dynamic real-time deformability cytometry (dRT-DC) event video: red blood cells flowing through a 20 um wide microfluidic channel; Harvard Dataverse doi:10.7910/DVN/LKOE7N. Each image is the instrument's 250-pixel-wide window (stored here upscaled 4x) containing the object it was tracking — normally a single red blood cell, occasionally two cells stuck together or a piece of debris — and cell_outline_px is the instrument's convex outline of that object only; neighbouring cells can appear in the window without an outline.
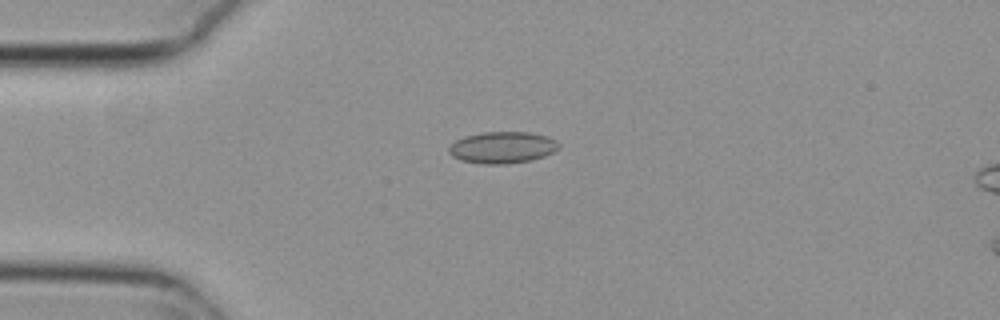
{"species": "common noctule bat (a hibernating species)", "species_latin": "Nyctalus noctula", "temperature_condition": "cold", "stored_images_in_passage": 47, "camera_frame_rate_fps": 3000, "um_per_image_px": 0.085, "animal": {"sex": "female", "body_mass_g": 29.2, "forearm_length_mm": 56.3}, "frame": {"image": 1, "passage_image": 6, "time_ms": 1.667, "image_size_px": [1000, 320], "cell_outline_px": [[560, 148], [544, 156], [532, 160], [504, 164], [480, 164], [460, 160], [452, 156], [448, 152], [448, 148], [456, 140], [464, 136], [484, 132], [528, 132], [548, 136], [556, 140], [560, 144]], "centroid_in_image_um": [42.71, 12.54], "position_along_channel_um": 42.3, "area_um2": 20.4}}
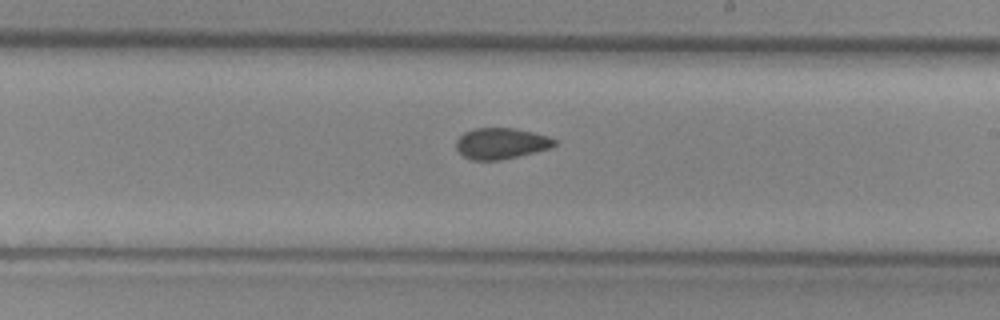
{"frame": {"image": 2, "passage_image": 24, "time_ms": 7.667, "image_size_px": [1000, 320], "cell_outline_px": [[556, 144], [548, 148], [500, 160], [472, 160], [464, 156], [456, 148], [456, 140], [464, 132], [476, 128], [516, 128], [548, 136], [556, 140]], "centroid_in_image_um": [42.56, 12.18], "position_along_channel_um": 246.4, "area_um2": 17.51}}
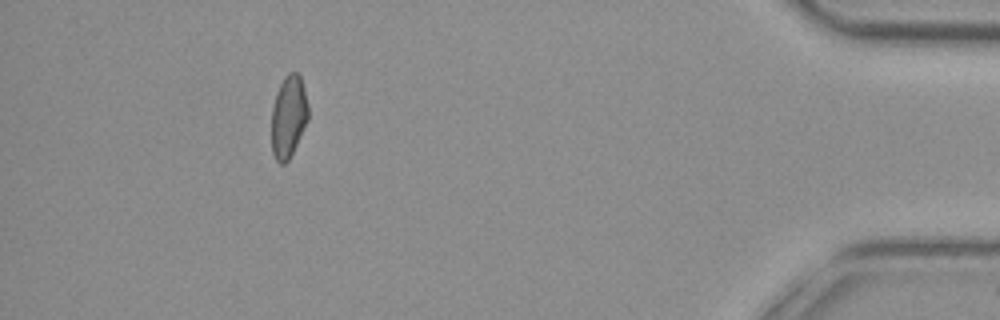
{"frame": {"image": 3, "passage_image": 42, "time_ms": 13.667, "image_size_px": [1000, 320], "cell_outline_px": [[308, 120], [288, 160], [284, 164], [280, 164], [276, 160], [272, 152], [272, 108], [276, 92], [284, 76], [288, 72], [296, 72], [300, 76], [304, 88], [308, 104]], "centroid_in_image_um": [24.52, 9.88], "position_along_channel_um": 410.7, "area_um2": 17.51}, "authors_computed_cell_mechanics": {"area_um2": 18.2648, "velocity_mm_per_s": 3.7795, "shape_relaxation_time_tau1_ms": null, "shape_relaxation_time_tau2_ms": 5.8722, "deformation_change_tau1": null, "deformation_change_tau2": 0.0783}}